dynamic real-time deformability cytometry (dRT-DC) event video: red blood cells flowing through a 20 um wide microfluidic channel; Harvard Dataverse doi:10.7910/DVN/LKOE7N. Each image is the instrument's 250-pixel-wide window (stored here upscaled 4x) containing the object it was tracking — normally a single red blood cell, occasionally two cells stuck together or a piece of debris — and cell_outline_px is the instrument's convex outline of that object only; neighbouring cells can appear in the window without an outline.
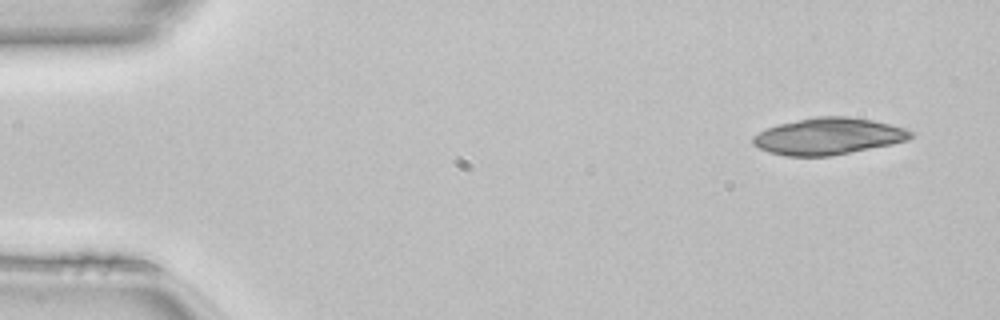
{"species": "common noctule bat (a hibernating species)", "species_latin": "Nyctalus noctula", "temperature_condition": "room temperature", "stored_images_in_passage": 46, "camera_frame_rate_fps": 3000, "um_per_image_px": 0.085, "animal": {"sex": "female", "body_mass_g": 22.7, "forearm_length_mm": 54.2}, "frame": {"image": 1, "passage_image": 1, "time_ms": 0.0, "image_size_px": [1000, 320], "cell_outline_px": [[912, 136], [908, 140], [892, 144], [828, 156], [784, 156], [768, 152], [752, 144], [752, 136], [768, 128], [780, 124], [816, 116], [848, 116], [872, 120], [904, 128], [912, 132]], "centroid_in_image_um": [70.38, 11.58], "position_along_channel_um": 14.6, "area_um2": 33.41}}